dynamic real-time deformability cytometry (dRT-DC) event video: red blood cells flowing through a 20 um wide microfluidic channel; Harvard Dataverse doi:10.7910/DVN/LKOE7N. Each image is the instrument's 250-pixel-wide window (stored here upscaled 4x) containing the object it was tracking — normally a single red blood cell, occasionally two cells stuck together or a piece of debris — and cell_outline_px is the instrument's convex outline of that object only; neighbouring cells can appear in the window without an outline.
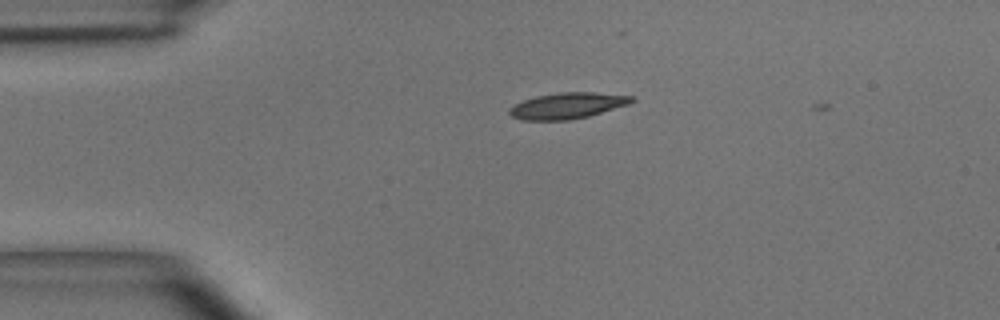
{"species": "common noctule bat (a hibernating species)", "species_latin": "Nyctalus noctula", "temperature_condition": "room temperature", "stored_images_in_passage": 2, "camera_frame_rate_fps": 3000, "um_per_image_px": 0.085, "animal": {"sex": "male", "body_mass_g": 15.6}, "frame": {"image": 1, "passage_image": 1, "time_ms": 0.0, "image_size_px": [1000, 320], "cell_outline_px": [[636, 100], [628, 104], [588, 116], [568, 120], [524, 120], [512, 116], [508, 112], [508, 108], [524, 100], [536, 96], [560, 92], [592, 92], [632, 96]], "centroid_in_image_um": [48.21, 8.98], "position_along_channel_um": 36.8, "area_um2": 18.32}}